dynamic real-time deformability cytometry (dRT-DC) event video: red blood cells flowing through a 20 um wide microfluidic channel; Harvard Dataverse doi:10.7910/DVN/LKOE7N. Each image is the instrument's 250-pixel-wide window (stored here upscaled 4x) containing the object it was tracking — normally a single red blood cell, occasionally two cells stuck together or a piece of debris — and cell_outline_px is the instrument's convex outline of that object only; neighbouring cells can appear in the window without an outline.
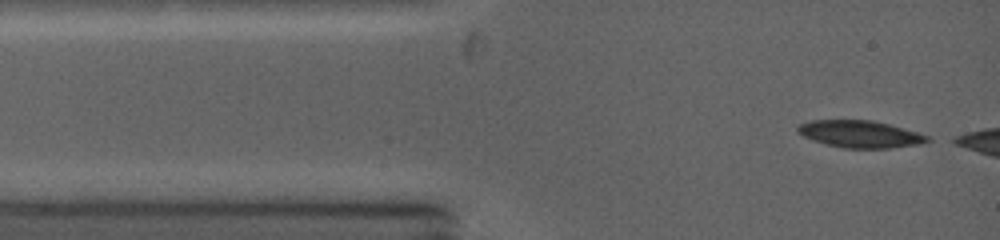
{"species": "common noctule bat (a hibernating species)", "species_latin": "Nyctalus noctula", "temperature_condition": "warm", "stored_images_in_passage": 3, "camera_frame_rate_fps": 5000, "um_per_image_px": 0.085, "animal": {"sex": "female", "body_mass_g": 19.0, "forearm_length_mm": 53.3}, "frame": {"image": 1, "passage_image": 1, "time_ms": 0.0, "image_size_px": [1000, 240], "cell_outline_px": [[932, 140], [920, 144], [888, 148], [844, 148], [812, 140], [796, 132], [796, 128], [800, 124], [812, 120], [872, 120], [888, 124], [916, 132], [928, 136]], "centroid_in_image_um": [73.09, 11.39], "position_along_channel_um": 11.9, "area_um2": 20.29}}